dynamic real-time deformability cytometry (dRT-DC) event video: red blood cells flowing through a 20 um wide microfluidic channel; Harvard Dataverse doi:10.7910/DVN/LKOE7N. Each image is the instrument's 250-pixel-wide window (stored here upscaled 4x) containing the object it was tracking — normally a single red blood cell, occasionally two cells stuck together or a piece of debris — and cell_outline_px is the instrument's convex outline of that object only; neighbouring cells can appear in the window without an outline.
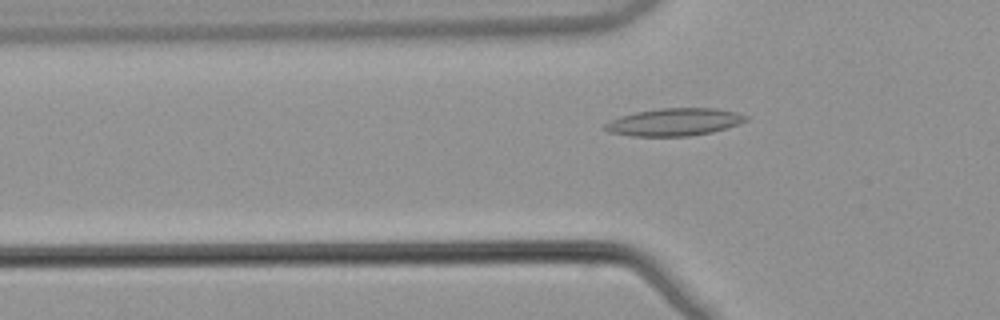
{"species": "common noctule bat (a hibernating species)", "species_latin": "Nyctalus noctula", "temperature_condition": "warm", "stored_images_in_passage": 35, "camera_frame_rate_fps": 3000, "um_per_image_px": 0.085, "animal": {"sex": "male", "body_mass_g": 21.5, "forearm_length_mm": 52.0}, "frame": {"image": 1, "passage_image": 4, "time_ms": 1.0, "image_size_px": [1000, 320], "cell_outline_px": [[748, 120], [712, 132], [688, 136], [632, 136], [608, 132], [604, 128], [604, 124], [608, 120], [620, 116], [636, 112], [660, 108], [716, 108], [736, 112], [748, 116]], "centroid_in_image_um": [57.27, 10.37], "position_along_channel_um": 68.5, "area_um2": 22.54}}
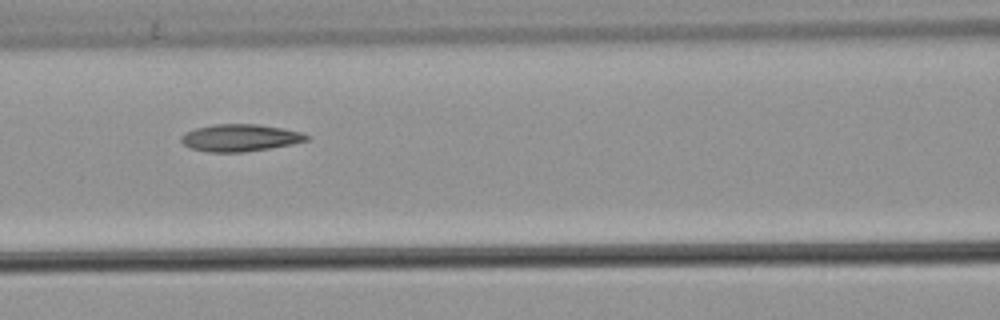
{"frame": {"image": 2, "passage_image": 10, "time_ms": 3.0, "image_size_px": [1000, 320], "cell_outline_px": [[312, 136], [308, 140], [292, 144], [244, 152], [208, 152], [188, 148], [180, 140], [180, 136], [184, 132], [196, 128], [212, 124], [260, 124], [284, 128], [300, 132]], "centroid_in_image_um": [20.39, 11.7], "position_along_channel_um": 146.2, "area_um2": 20.06}}
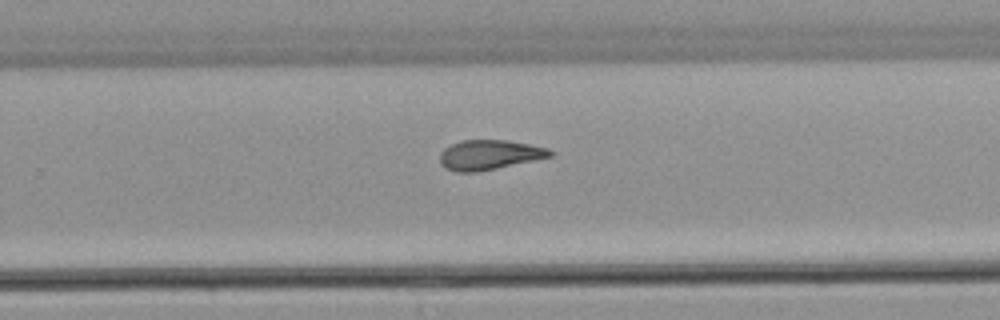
{"frame": {"image": 3, "passage_image": 21, "time_ms": 6.667, "image_size_px": [1000, 320], "cell_outline_px": [[556, 152], [552, 156], [496, 168], [476, 172], [456, 172], [444, 168], [440, 160], [440, 152], [444, 148], [460, 140], [508, 140], [548, 148]], "centroid_in_image_um": [41.58, 13.15], "position_along_channel_um": 288.2, "area_um2": 19.07}, "authors_computed_cell_mechanics": {"area_um2": 19.2474, "velocity_mm_per_s": 3.8919, "shape_relaxation_time_tau1_ms": null, "shape_relaxation_time_tau2_ms": 4.1259, "deformation_change_tau1": null, "deformation_change_tau2": 0.1366}}